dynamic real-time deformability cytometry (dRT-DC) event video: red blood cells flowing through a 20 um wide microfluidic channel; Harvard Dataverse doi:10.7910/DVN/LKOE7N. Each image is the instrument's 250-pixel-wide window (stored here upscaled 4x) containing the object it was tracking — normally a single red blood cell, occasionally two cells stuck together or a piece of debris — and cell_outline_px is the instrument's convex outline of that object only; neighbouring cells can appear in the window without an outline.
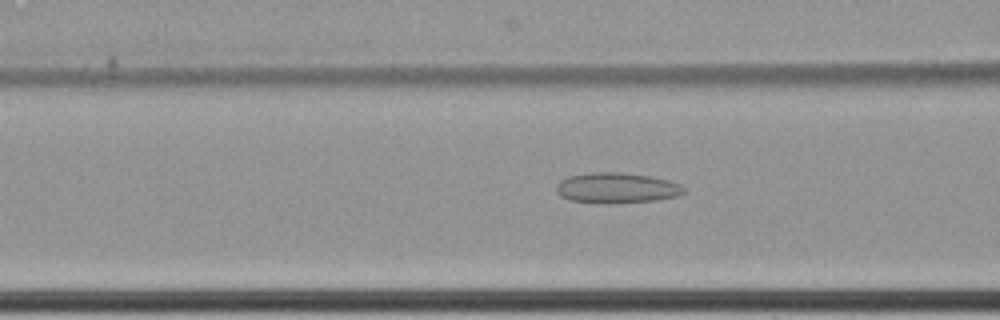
{"species": "common noctule bat (a hibernating species)", "species_latin": "Nyctalus noctula", "temperature_condition": "cold", "stored_images_in_passage": 61, "camera_frame_rate_fps": 3000, "um_per_image_px": 0.085, "animal": {"sex": "female", "body_mass_g": 22.7, "forearm_length_mm": 54.2}, "frame": {"image": 1, "passage_image": 26, "time_ms": 8.333, "image_size_px": [1000, 320], "cell_outline_px": [[688, 192], [676, 196], [656, 200], [604, 204], [572, 200], [560, 196], [556, 192], [556, 188], [560, 180], [568, 176], [592, 172], [620, 172], [648, 176], [668, 180], [680, 184]], "centroid_in_image_um": [52.41, 15.97], "position_along_channel_um": 114.2, "area_um2": 22.66}}
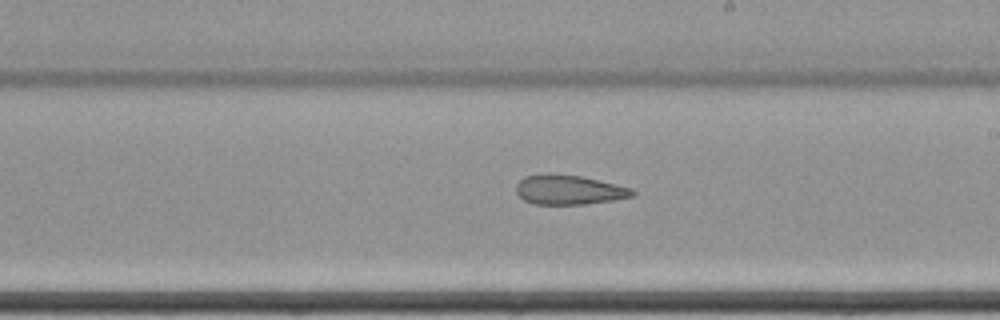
{"frame": {"image": 2, "passage_image": 37, "time_ms": 12.0, "image_size_px": [1000, 320], "cell_outline_px": [[636, 192], [632, 196], [612, 200], [584, 204], [532, 204], [524, 200], [516, 192], [516, 184], [524, 176], [548, 172], [580, 176], [632, 188]], "centroid_in_image_um": [48.31, 16.12], "position_along_channel_um": 240.7, "area_um2": 20.06}}
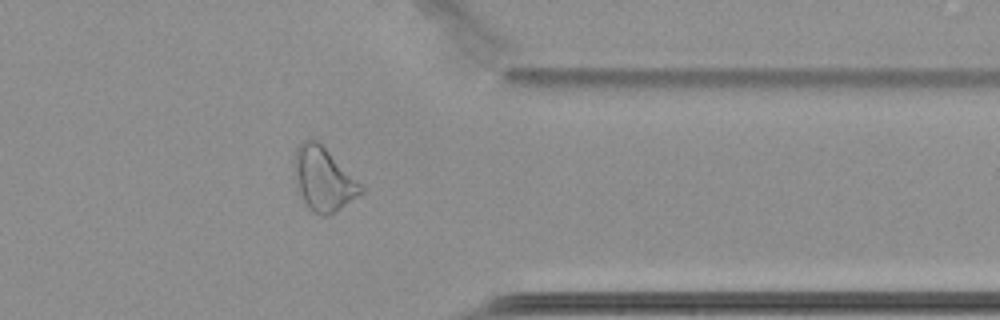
{"frame": {"image": 3, "passage_image": 50, "time_ms": 16.333, "image_size_px": [1000, 320], "cell_outline_px": [[364, 192], [336, 212], [328, 216], [320, 216], [312, 212], [308, 208], [296, 184], [292, 160], [296, 148], [308, 136], [316, 140], [364, 188]], "centroid_in_image_um": [27.44, 15.24], "position_along_channel_um": 384.0, "area_um2": 24.51}, "authors_computed_cell_mechanics": {"area_um2": 26.01, "velocity_mm_per_s": 3.4517, "shape_relaxation_time_tau1_ms": null, "shape_relaxation_time_tau2_ms": 5.5778, "deformation_change_tau1": null, "deformation_change_tau2": 0.1575}}